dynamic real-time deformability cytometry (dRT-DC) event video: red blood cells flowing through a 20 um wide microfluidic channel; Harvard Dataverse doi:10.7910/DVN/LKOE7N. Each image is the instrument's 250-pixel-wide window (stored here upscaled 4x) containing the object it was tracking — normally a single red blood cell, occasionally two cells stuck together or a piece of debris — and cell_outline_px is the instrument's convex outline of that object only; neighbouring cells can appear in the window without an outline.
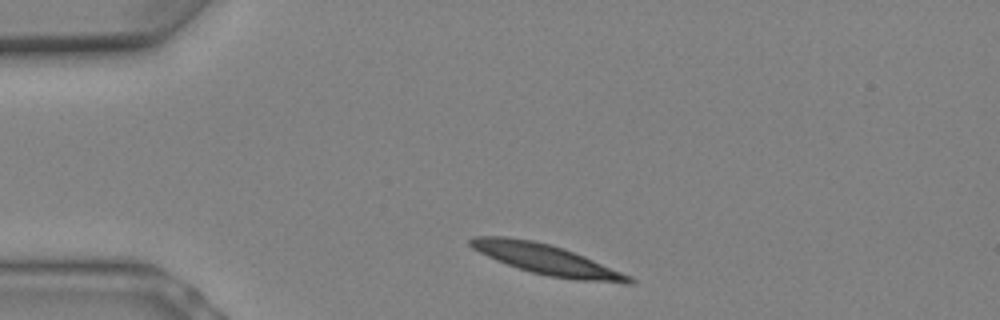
{"species": "Egyptian fruit bat (a non-hibernating species)", "species_latin": "Rousettus aegyptiacus", "temperature_condition": "warm", "stored_images_in_passage": 4, "camera_frame_rate_fps": 3000, "um_per_image_px": 0.085, "animal": {"sex": "female"}, "frame": {"image": 1, "passage_image": 1, "time_ms": 0.0, "image_size_px": [1000, 320], "cell_outline_px": [[636, 280], [632, 284], [624, 284], [576, 280], [548, 276], [532, 272], [496, 260], [472, 248], [468, 244], [468, 240], [472, 236], [508, 236], [532, 240], [564, 248], [584, 256], [632, 276]], "centroid_in_image_um": [46.5, 22.07], "position_along_channel_um": 38.5, "area_um2": 27.98}}
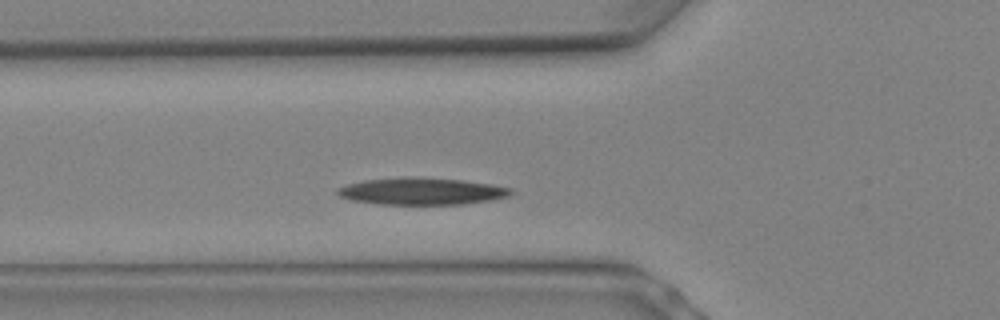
{"frame": {"image": 2, "passage_image": 4, "time_ms": 1.0, "image_size_px": [1000, 320], "cell_outline_px": [[516, 192], [508, 196], [492, 200], [464, 204], [376, 204], [352, 200], [340, 196], [336, 192], [336, 188], [348, 184], [364, 180], [404, 176], [464, 180], [492, 184], [512, 188]], "centroid_in_image_um": [35.87, 16.25], "position_along_channel_um": 89.9, "area_um2": 27.51}}